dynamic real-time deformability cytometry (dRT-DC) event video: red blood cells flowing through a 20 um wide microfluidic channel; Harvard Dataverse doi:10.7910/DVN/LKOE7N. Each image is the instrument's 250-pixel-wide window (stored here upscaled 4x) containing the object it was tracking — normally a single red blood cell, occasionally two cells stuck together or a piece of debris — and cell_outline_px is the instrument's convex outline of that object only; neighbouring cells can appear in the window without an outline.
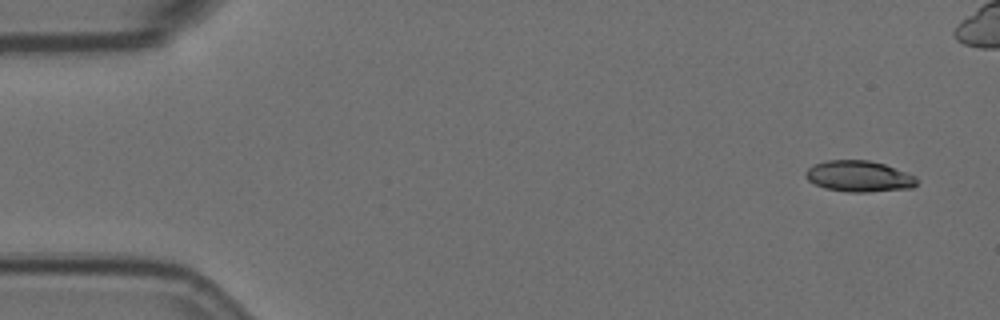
{"species": "Egyptian fruit bat (a non-hibernating species)", "species_latin": "Rousettus aegyptiacus", "temperature_condition": "room temperature", "stored_images_in_passage": 5, "camera_frame_rate_fps": 3000, "um_per_image_px": 0.085, "animal": {"sex": "female"}, "frame": {"image": 1, "passage_image": 1, "time_ms": 0.0, "image_size_px": [1000, 320], "cell_outline_px": [[916, 184], [912, 188], [868, 192], [848, 192], [824, 188], [808, 180], [804, 176], [804, 172], [808, 168], [816, 164], [828, 160], [868, 160], [884, 164], [916, 176]], "centroid_in_image_um": [73.0, 14.99], "position_along_channel_um": 12.0, "area_um2": 20.06}}